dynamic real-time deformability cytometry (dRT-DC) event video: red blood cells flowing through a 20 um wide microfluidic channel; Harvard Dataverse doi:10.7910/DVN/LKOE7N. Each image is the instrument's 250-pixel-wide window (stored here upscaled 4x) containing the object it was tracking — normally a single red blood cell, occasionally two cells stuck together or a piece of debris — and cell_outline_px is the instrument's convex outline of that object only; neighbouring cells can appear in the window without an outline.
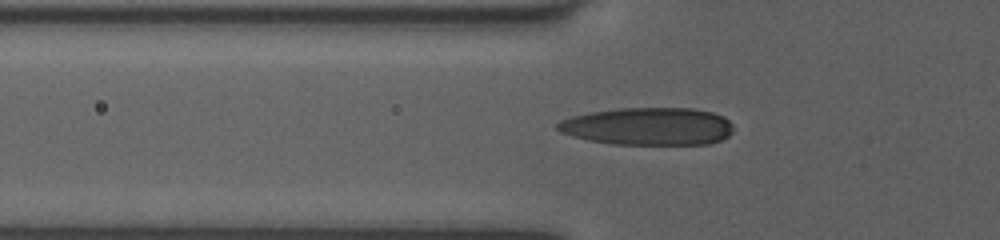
{"species": "human", "species_latin": "Homo sapiens", "temperature_condition": "room temperature", "stored_images_in_passage": 50, "camera_frame_rate_fps": 3000, "um_per_image_px": 0.085, "donor": {"sex": "female"}, "frame": {"image": 1, "passage_image": 18, "time_ms": 5.667, "image_size_px": [1000, 240], "cell_outline_px": [[732, 132], [728, 136], [720, 140], [708, 144], [612, 144], [588, 140], [572, 136], [560, 132], [556, 128], [556, 124], [560, 120], [572, 116], [592, 112], [620, 108], [692, 108], [712, 112], [724, 116], [732, 124]], "centroid_in_image_um": [55.09, 10.74], "position_along_channel_um": 70.7, "area_um2": 38.61}}
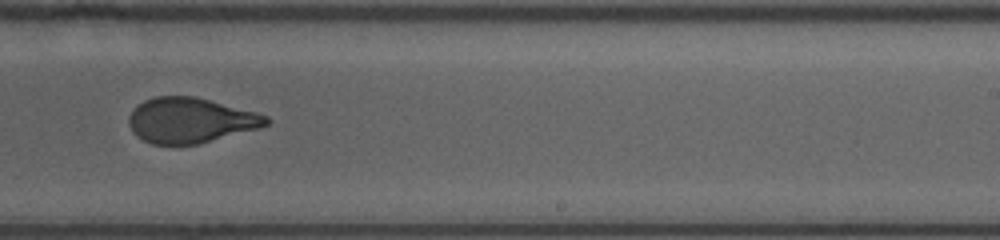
{"frame": {"image": 2, "passage_image": 33, "time_ms": 10.667, "image_size_px": [1000, 240], "cell_outline_px": [[272, 120], [268, 124], [256, 128], [200, 144], [152, 144], [136, 136], [132, 132], [128, 124], [128, 116], [144, 100], [156, 96], [192, 96], [256, 112], [268, 116]], "centroid_in_image_um": [16.16, 10.23], "position_along_channel_um": 272.8, "area_um2": 35.84}}
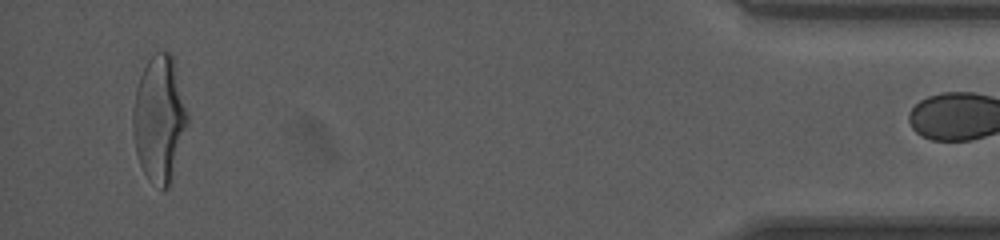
{"frame": {"image": 3, "passage_image": 49, "time_ms": 16.0, "image_size_px": [1000, 240], "cell_outline_px": [[188, 124], [172, 176], [168, 188], [160, 188], [148, 180], [140, 164], [136, 152], [132, 124], [132, 108], [136, 88], [140, 76], [148, 60], [156, 52], [168, 52], [172, 56], [188, 116]], "centroid_in_image_um": [13.52, 10.12], "position_along_channel_um": 421.7, "area_um2": 39.54}}